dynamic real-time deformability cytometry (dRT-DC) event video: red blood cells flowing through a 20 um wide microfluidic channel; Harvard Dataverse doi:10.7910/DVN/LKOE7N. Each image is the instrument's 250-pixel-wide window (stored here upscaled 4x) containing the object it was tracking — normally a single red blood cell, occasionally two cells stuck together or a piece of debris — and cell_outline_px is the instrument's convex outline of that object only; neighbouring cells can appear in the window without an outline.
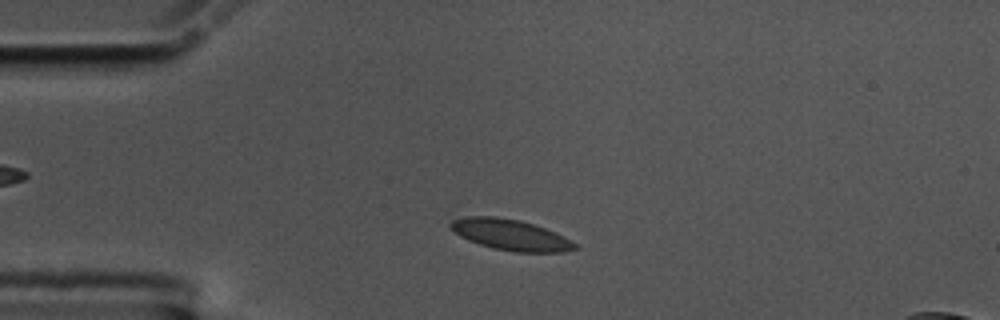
{"species": "common noctule bat (a hibernating species)", "species_latin": "Nyctalus noctula", "temperature_condition": "cold", "stored_images_in_passage": 52, "segment_of_instrument_passage": [1, 2], "camera_frame_rate_fps": 3000, "um_per_image_px": 0.085, "animal": {"sex": "male", "body_mass_g": 17.5, "forearm_length_mm": 52.3}, "frame": {"image": 1, "passage_image": 7, "time_ms": 2.0, "image_size_px": [1000, 320], "cell_outline_px": [[580, 248], [564, 252], [516, 252], [492, 248], [468, 240], [460, 236], [448, 228], [448, 224], [452, 220], [464, 216], [496, 216], [520, 220], [544, 228], [576, 244]], "centroid_in_image_um": [43.32, 19.95], "position_along_channel_um": 41.7, "area_um2": 22.25}}
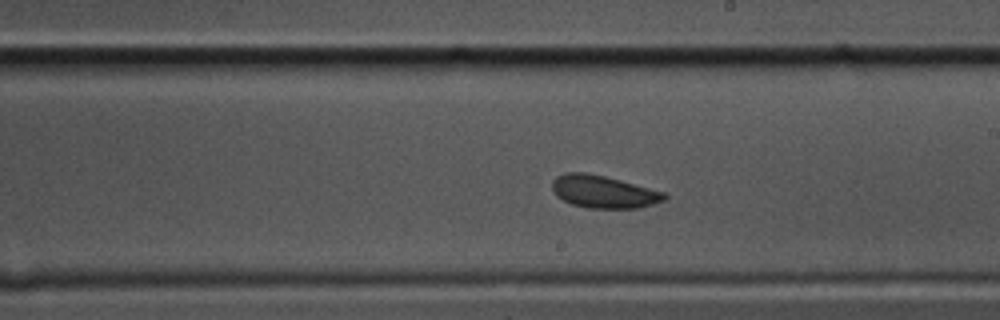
{"frame": {"image": 2, "passage_image": 26, "time_ms": 8.333, "image_size_px": [1000, 320], "cell_outline_px": [[668, 196], [664, 200], [640, 208], [588, 208], [572, 204], [556, 196], [552, 188], [552, 180], [556, 176], [564, 172], [588, 172], [668, 192]], "centroid_in_image_um": [51.31, 16.29], "position_along_channel_um": 237.7, "area_um2": 21.5}}
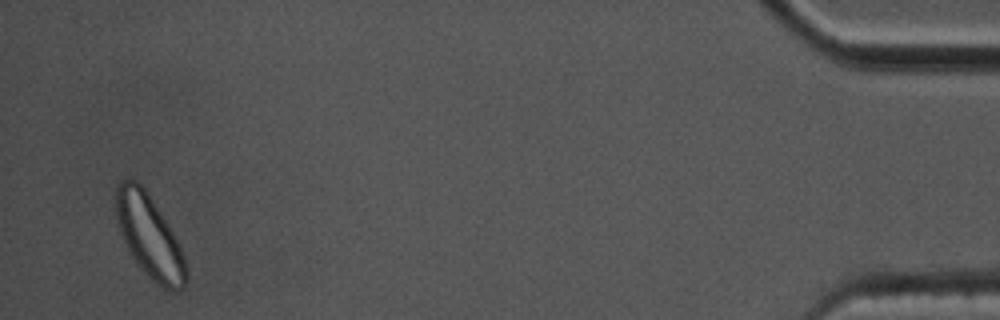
{"frame": {"image": 3, "passage_image": 49, "time_ms": 16.0, "image_size_px": [1000, 320], "cell_outline_px": [[188, 280], [184, 288], [176, 292], [172, 292], [164, 288], [152, 280], [140, 268], [124, 244], [120, 236], [116, 216], [116, 184], [124, 180], [136, 180], [148, 192], [168, 224], [184, 256], [188, 268]], "centroid_in_image_um": [12.71, 20.14], "position_along_channel_um": 422.5, "area_um2": 33.99}}